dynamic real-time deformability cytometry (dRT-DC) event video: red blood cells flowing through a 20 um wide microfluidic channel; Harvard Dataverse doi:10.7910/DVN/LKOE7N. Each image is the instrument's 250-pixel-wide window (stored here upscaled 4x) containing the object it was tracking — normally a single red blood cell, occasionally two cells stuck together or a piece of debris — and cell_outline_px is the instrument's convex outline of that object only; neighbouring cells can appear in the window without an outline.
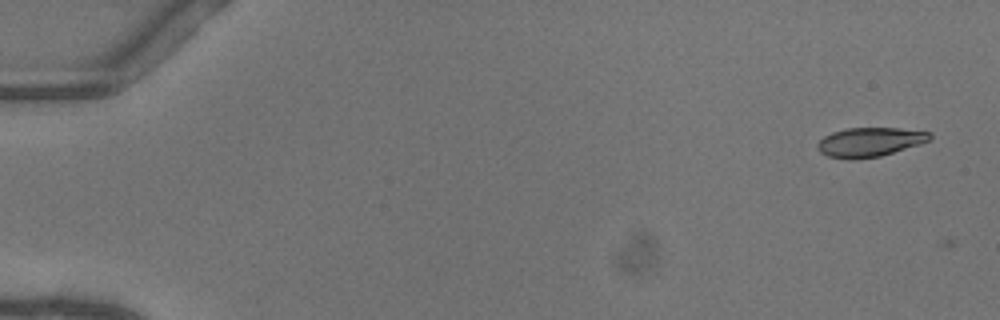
{"species": "common noctule bat (a hibernating species)", "species_latin": "Nyctalus noctula", "temperature_condition": "warm", "stored_images_in_passage": 2, "camera_frame_rate_fps": 3000, "um_per_image_px": 0.085, "animal": {"sex": "female"}, "frame": {"image": 1, "passage_image": 1, "time_ms": 0.0, "image_size_px": [1000, 320], "cell_outline_px": [[932, 136], [928, 140], [920, 144], [880, 156], [828, 156], [820, 152], [816, 148], [816, 144], [824, 136], [832, 132], [844, 128], [900, 128], [932, 132]], "centroid_in_image_um": [73.96, 12.02], "position_along_channel_um": 11.0, "area_um2": 18.44}}